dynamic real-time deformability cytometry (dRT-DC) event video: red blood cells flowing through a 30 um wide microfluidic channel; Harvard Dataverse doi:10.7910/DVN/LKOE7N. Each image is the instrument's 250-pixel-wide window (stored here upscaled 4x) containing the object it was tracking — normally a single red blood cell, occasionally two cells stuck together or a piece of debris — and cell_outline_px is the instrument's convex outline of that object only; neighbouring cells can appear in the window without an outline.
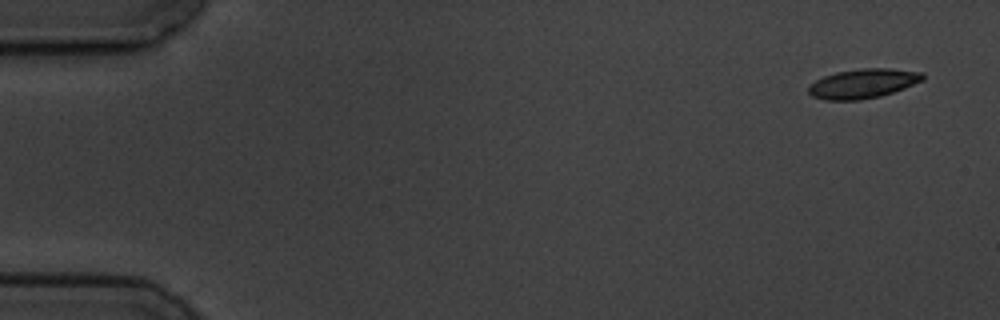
{"species": "common noctule bat (a hibernating species)", "species_latin": "Nyctalus noctula", "temperature_condition": "cold", "stored_images_in_passage": 5, "camera_frame_rate_fps": 3000, "um_per_image_px": 0.085, "animal": {"sex": "male", "body_mass_g": 19.5, "forearm_length_mm": 54.6}, "frame": {"image": 1, "passage_image": 1, "time_ms": 0.0, "image_size_px": [1000, 320], "cell_outline_px": [[924, 80], [904, 88], [880, 96], [860, 100], [824, 100], [812, 96], [808, 92], [808, 84], [824, 76], [836, 72], [860, 68], [888, 68], [924, 72]], "centroid_in_image_um": [73.34, 7.1], "position_along_channel_um": 11.7, "area_um2": 19.71}}
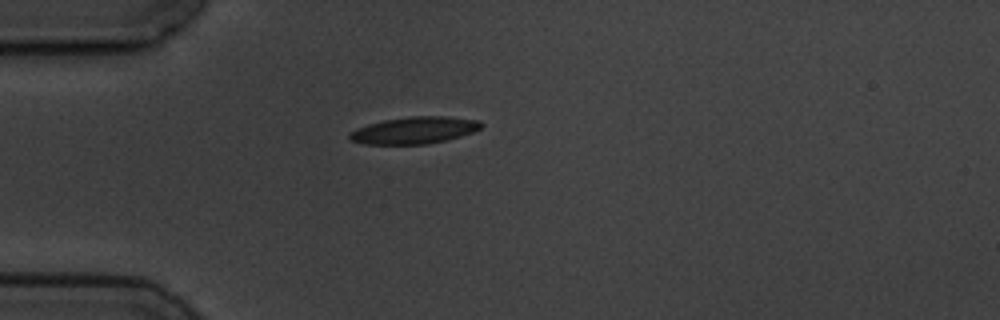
{"frame": {"image": 2, "passage_image": 5, "time_ms": 4.333, "image_size_px": [1000, 320], "cell_outline_px": [[484, 124], [480, 128], [472, 132], [460, 136], [428, 144], [364, 144], [348, 140], [348, 132], [356, 128], [368, 124], [384, 120], [412, 116], [444, 116], [480, 120]], "centroid_in_image_um": [35.18, 11.07], "position_along_channel_um": 49.8, "area_um2": 20.69}}